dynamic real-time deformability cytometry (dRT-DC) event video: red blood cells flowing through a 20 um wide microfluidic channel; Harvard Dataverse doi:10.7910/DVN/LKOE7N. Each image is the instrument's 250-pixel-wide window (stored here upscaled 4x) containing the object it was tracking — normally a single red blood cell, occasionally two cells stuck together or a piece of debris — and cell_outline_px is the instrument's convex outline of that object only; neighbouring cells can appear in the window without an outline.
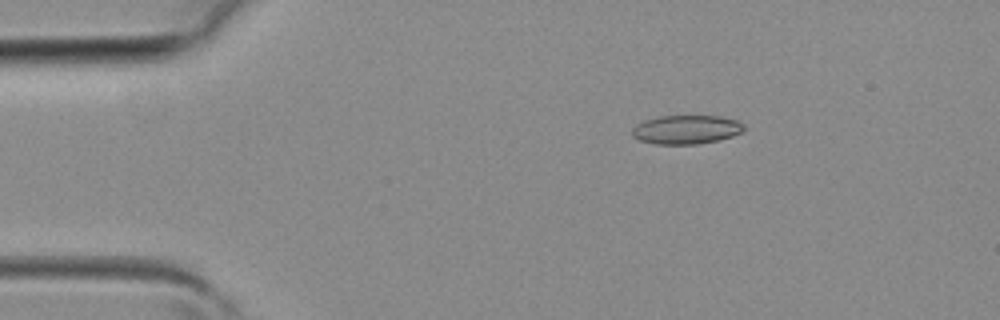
{"species": "common noctule bat (a hibernating species)", "species_latin": "Nyctalus noctula", "temperature_condition": "room temperature", "stored_images_in_passage": 2, "camera_frame_rate_fps": 3000, "um_per_image_px": 0.085, "animal": {"sex": "female", "body_mass_g": 19.3, "forearm_length_mm": 54.1}, "frame": {"image": 1, "passage_image": 1, "time_ms": 0.0, "image_size_px": [1000, 320], "cell_outline_px": [[744, 128], [740, 132], [732, 136], [720, 140], [696, 144], [652, 144], [640, 140], [632, 136], [632, 128], [636, 124], [644, 120], [660, 116], [720, 116], [736, 120], [744, 124]], "centroid_in_image_um": [58.3, 11.01], "position_along_channel_um": 26.7, "area_um2": 18.84}}